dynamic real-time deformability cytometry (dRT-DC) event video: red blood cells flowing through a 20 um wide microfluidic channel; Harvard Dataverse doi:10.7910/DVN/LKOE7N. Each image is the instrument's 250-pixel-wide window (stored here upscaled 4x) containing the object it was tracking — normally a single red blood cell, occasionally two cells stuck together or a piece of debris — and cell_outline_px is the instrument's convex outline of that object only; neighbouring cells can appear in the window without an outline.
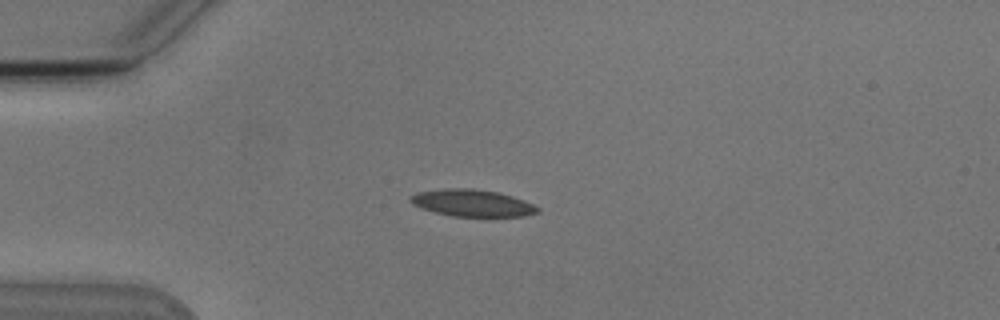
{"species": "Egyptian fruit bat (a non-hibernating species)", "species_latin": "Rousettus aegyptiacus", "temperature_condition": "cold", "stored_images_in_passage": 8, "camera_frame_rate_fps": 3000, "um_per_image_px": 0.085, "animal": {"sex": "male"}, "frame": {"image": 1, "passage_image": 4, "time_ms": 4.333, "image_size_px": [1000, 320], "cell_outline_px": [[540, 212], [524, 216], [452, 216], [436, 212], [412, 204], [408, 200], [408, 196], [416, 192], [444, 188], [472, 188], [496, 192], [512, 196], [524, 200], [540, 208]], "centroid_in_image_um": [40.12, 17.24], "position_along_channel_um": 44.9, "area_um2": 19.94}}
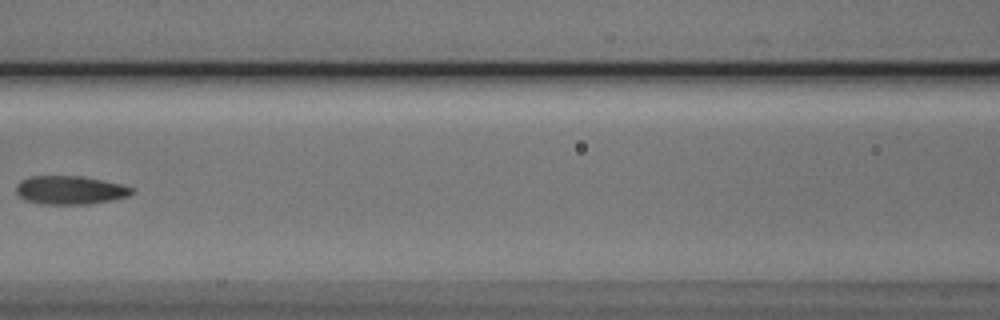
{"frame": {"image": 2, "passage_image": 7, "time_ms": 8.0, "image_size_px": [1000, 320], "cell_outline_px": [[132, 192], [128, 196], [112, 200], [88, 204], [40, 204], [24, 200], [16, 192], [16, 184], [20, 180], [28, 176], [80, 176], [120, 184], [132, 188]], "centroid_in_image_um": [5.89, 16.16], "position_along_channel_um": 160.7, "area_um2": 19.13}}
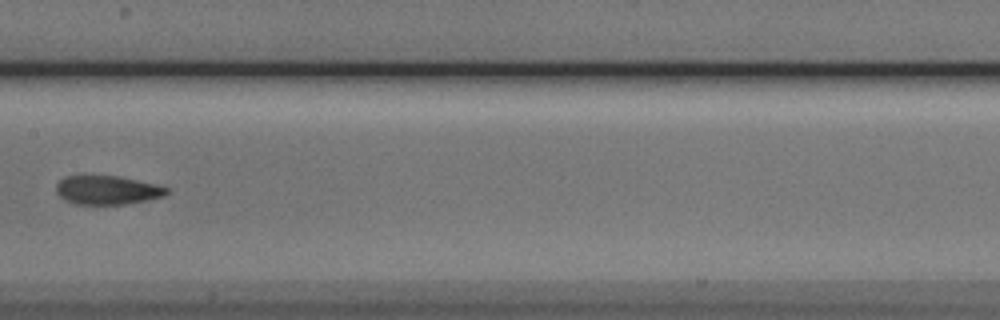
{"frame": {"image": 3, "passage_image": 8, "time_ms": 9.0, "image_size_px": [1000, 320], "cell_outline_px": [[168, 192], [164, 196], [124, 204], [72, 204], [64, 200], [56, 192], [56, 184], [64, 176], [116, 176], [156, 184], [168, 188]], "centroid_in_image_um": [9.07, 16.16], "position_along_channel_um": 198.3, "area_um2": 18.38}}